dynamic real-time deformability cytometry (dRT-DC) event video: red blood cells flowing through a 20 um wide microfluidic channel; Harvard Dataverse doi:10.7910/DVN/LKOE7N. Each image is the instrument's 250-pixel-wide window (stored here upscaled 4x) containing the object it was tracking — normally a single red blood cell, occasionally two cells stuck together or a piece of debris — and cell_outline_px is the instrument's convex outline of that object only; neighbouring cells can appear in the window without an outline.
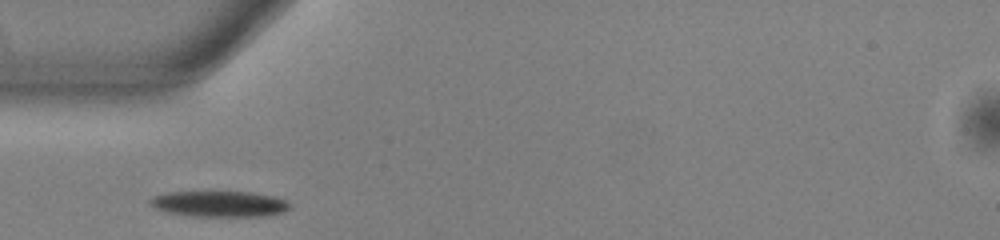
{"species": "common noctule bat (a hibernating species)", "species_latin": "Nyctalus noctula", "temperature_condition": "warm", "stored_images_in_passage": 28, "camera_frame_rate_fps": 3000, "um_per_image_px": 0.085, "animal": {"sex": "male", "body_mass_g": 13.0, "forearm_length_mm": 53.1}, "frame": {"image": 1, "passage_image": 1, "time_ms": 0.0, "image_size_px": [1000, 240], "cell_outline_px": [[292, 208], [284, 212], [268, 216], [192, 216], [168, 212], [156, 208], [148, 204], [148, 200], [152, 196], [164, 192], [252, 192], [272, 196], [284, 200], [292, 204]], "centroid_in_image_um": [18.65, 17.33], "position_along_channel_um": 66.3, "area_um2": 21.21}}
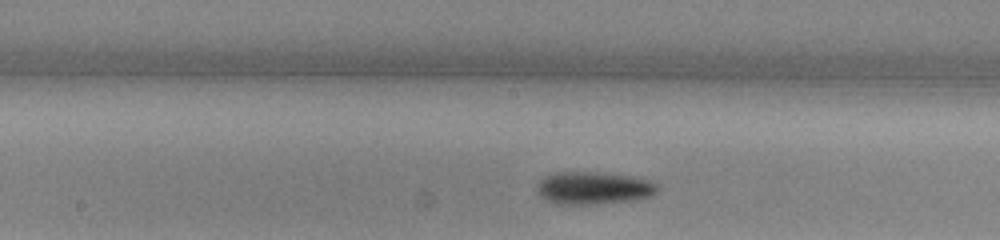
{"frame": {"image": 2, "passage_image": 11, "time_ms": 3.333, "image_size_px": [1000, 240], "cell_outline_px": [[660, 188], [652, 196], [636, 200], [588, 204], [556, 204], [540, 196], [536, 192], [536, 188], [540, 180], [544, 176], [556, 172], [600, 172], [632, 176], [648, 180], [656, 184]], "centroid_in_image_um": [50.45, 15.97], "position_along_channel_um": 197.8, "area_um2": 23.0}}
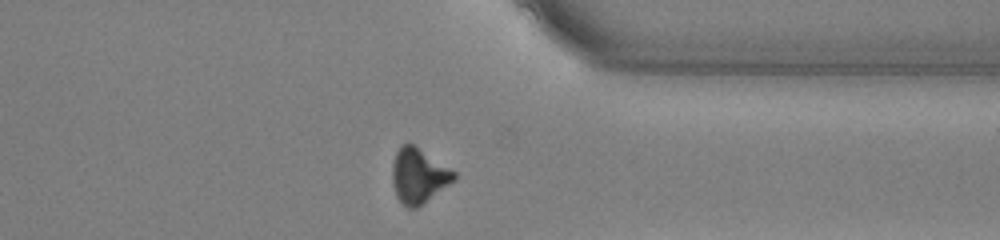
{"frame": {"image": 3, "passage_image": 25, "time_ms": 8.0, "image_size_px": [1000, 240], "cell_outline_px": [[456, 180], [416, 208], [408, 208], [396, 196], [392, 184], [392, 164], [396, 152], [400, 144], [412, 144], [456, 172]], "centroid_in_image_um": [35.57, 14.94], "position_along_channel_um": 375.8, "area_um2": 19.54}, "authors_computed_cell_mechanics": {"area_um2": 21.4438, "velocity_mm_per_s": 3.9446, "shape_relaxation_time_tau1_ms": 3.7178, "shape_relaxation_time_tau2_ms": null, "deformation_change_tau1": 0.1421, "deformation_change_tau2": null}}